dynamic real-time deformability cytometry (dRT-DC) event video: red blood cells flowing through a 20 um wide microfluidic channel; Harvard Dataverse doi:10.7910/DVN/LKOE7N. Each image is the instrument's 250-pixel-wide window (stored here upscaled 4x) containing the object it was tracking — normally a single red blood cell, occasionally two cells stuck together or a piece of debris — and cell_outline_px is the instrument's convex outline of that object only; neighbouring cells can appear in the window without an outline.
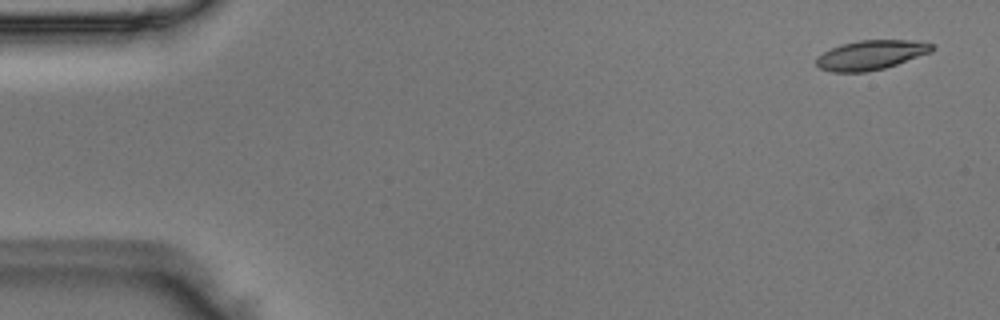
{"species": "Egyptian fruit bat (a non-hibernating species)", "species_latin": "Rousettus aegyptiacus", "temperature_condition": "room temperature", "stored_images_in_passage": 10, "camera_frame_rate_fps": 3000, "um_per_image_px": 0.085, "animal": {"sex": "male"}, "frame": {"image": 1, "passage_image": 2, "time_ms": 0.333, "image_size_px": [1000, 320], "cell_outline_px": [[936, 48], [932, 52], [884, 68], [864, 72], [832, 72], [820, 68], [816, 64], [816, 56], [840, 44], [856, 40], [920, 40], [936, 44]], "centroid_in_image_um": [74.07, 4.65], "position_along_channel_um": 10.9, "area_um2": 20.11}}